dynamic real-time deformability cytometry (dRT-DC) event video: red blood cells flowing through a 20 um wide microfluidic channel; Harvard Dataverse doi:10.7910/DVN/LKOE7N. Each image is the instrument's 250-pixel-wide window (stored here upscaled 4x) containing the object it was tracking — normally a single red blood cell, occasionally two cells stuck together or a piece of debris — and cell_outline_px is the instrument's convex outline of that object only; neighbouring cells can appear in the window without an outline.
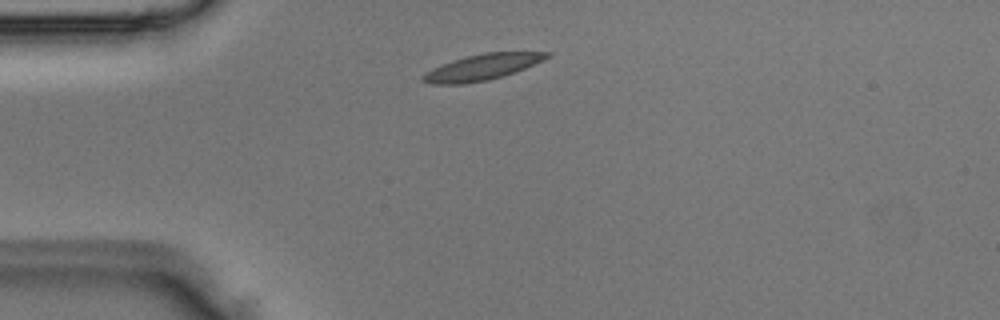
{"species": "Egyptian fruit bat (a non-hibernating species)", "species_latin": "Rousettus aegyptiacus", "temperature_condition": "room temperature", "stored_images_in_passage": 5, "camera_frame_rate_fps": 3000, "um_per_image_px": 0.085, "animal": {"sex": "male"}, "frame": {"image": 1, "passage_image": 1, "time_ms": 0.0, "image_size_px": [1000, 320], "cell_outline_px": [[552, 56], [524, 68], [488, 80], [464, 84], [432, 84], [420, 80], [420, 76], [432, 68], [452, 60], [484, 52], [552, 52]], "centroid_in_image_um": [40.94, 5.71], "position_along_channel_um": 44.1, "area_um2": 18.55}}
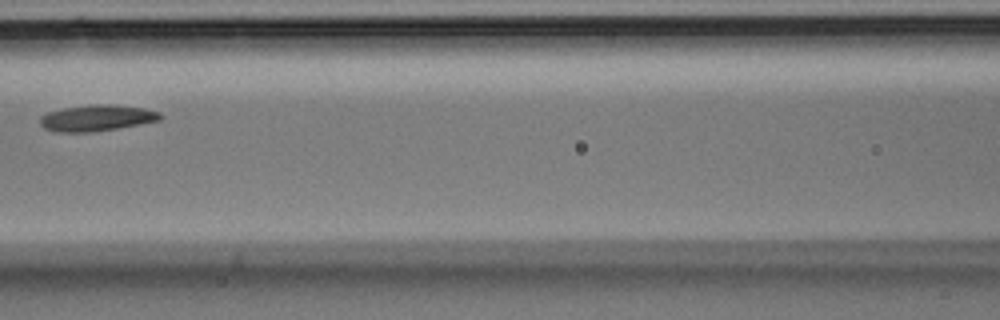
{"frame": {"image": 2, "passage_image": 4, "time_ms": 1.0, "image_size_px": [1000, 320], "cell_outline_px": [[164, 116], [160, 120], [140, 124], [92, 132], [56, 132], [44, 128], [40, 124], [40, 116], [48, 112], [64, 108], [92, 104], [112, 104], [144, 108], [160, 112]], "centroid_in_image_um": [8.23, 10.02], "position_along_channel_um": 158.4, "area_um2": 18.38}}
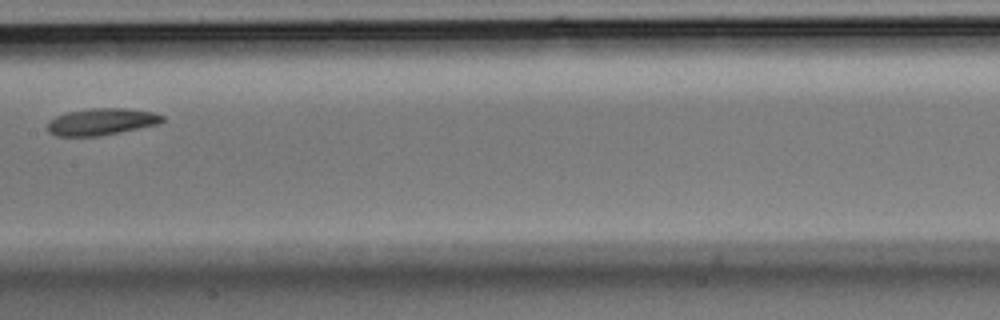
{"frame": {"image": 3, "passage_image": 5, "time_ms": 1.333, "image_size_px": [1000, 320], "cell_outline_px": [[164, 120], [160, 124], [100, 136], [56, 136], [48, 132], [48, 120], [56, 116], [68, 112], [92, 108], [128, 108], [152, 112], [164, 116]], "centroid_in_image_um": [8.63, 10.35], "position_along_channel_um": 198.8, "area_um2": 18.03}}